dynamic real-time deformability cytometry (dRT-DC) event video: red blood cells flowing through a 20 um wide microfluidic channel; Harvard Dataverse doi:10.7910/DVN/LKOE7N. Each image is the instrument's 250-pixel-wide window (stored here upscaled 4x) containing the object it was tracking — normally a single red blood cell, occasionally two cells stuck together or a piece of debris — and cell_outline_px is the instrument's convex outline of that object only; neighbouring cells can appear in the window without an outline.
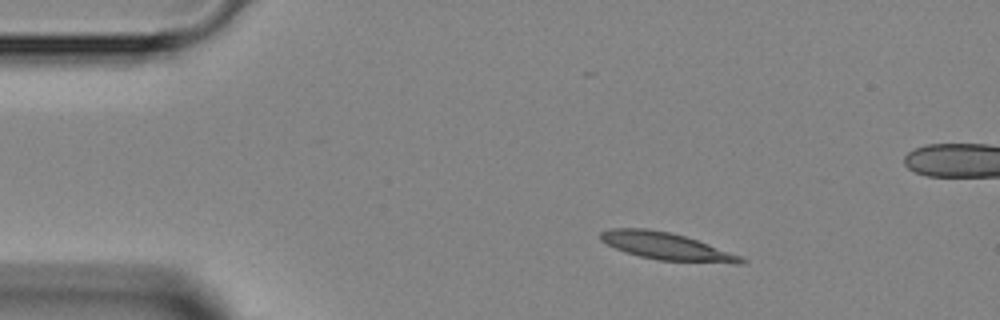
{"species": "Egyptian fruit bat (a non-hibernating species)", "species_latin": "Rousettus aegyptiacus", "temperature_condition": "room temperature", "stored_images_in_passage": 5, "camera_frame_rate_fps": 3000, "um_per_image_px": 0.085, "animal": {"sex": "female"}, "frame": {"image": 1, "passage_image": 2, "time_ms": 1.0, "image_size_px": [1000, 320], "cell_outline_px": [[748, 260], [744, 264], [736, 264], [656, 260], [624, 252], [600, 240], [600, 232], [612, 228], [648, 228], [668, 232], [684, 236], [708, 244], [740, 256]], "centroid_in_image_um": [56.65, 20.95], "position_along_channel_um": 28.3, "area_um2": 22.25}}
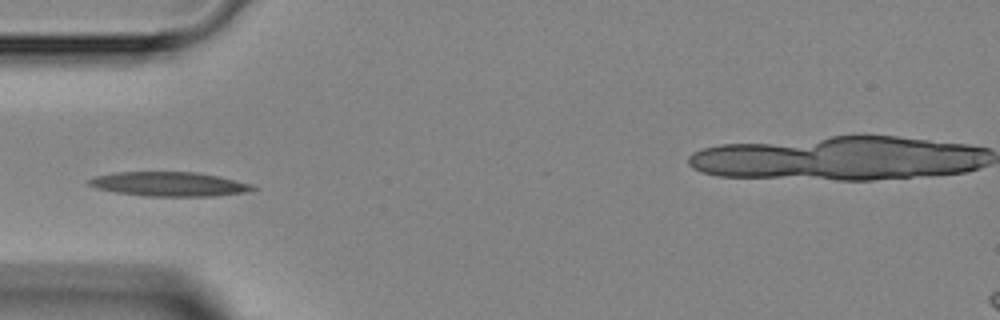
{"frame": {"image": 2, "passage_image": 4, "time_ms": 3.333, "image_size_px": [1000, 320], "cell_outline_px": [[260, 188], [244, 192], [212, 196], [144, 196], [116, 192], [96, 188], [88, 184], [88, 180], [96, 176], [116, 172], [196, 172], [216, 176], [252, 184]], "centroid_in_image_um": [14.37, 15.65], "position_along_channel_um": 70.6, "area_um2": 23.0}}
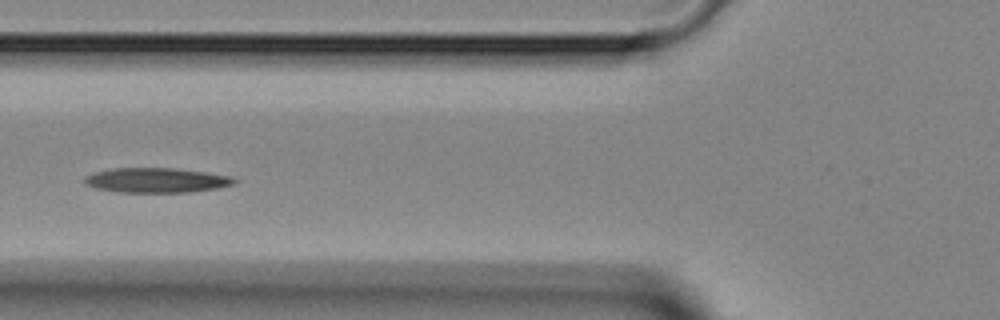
{"frame": {"image": 3, "passage_image": 5, "time_ms": 4.333, "image_size_px": [1000, 320], "cell_outline_px": [[240, 180], [236, 184], [216, 188], [188, 192], [120, 192], [96, 188], [84, 184], [84, 176], [92, 172], [112, 168], [172, 168], [204, 172], [232, 176]], "centroid_in_image_um": [13.29, 15.31], "position_along_channel_um": 112.5, "area_um2": 21.73}}